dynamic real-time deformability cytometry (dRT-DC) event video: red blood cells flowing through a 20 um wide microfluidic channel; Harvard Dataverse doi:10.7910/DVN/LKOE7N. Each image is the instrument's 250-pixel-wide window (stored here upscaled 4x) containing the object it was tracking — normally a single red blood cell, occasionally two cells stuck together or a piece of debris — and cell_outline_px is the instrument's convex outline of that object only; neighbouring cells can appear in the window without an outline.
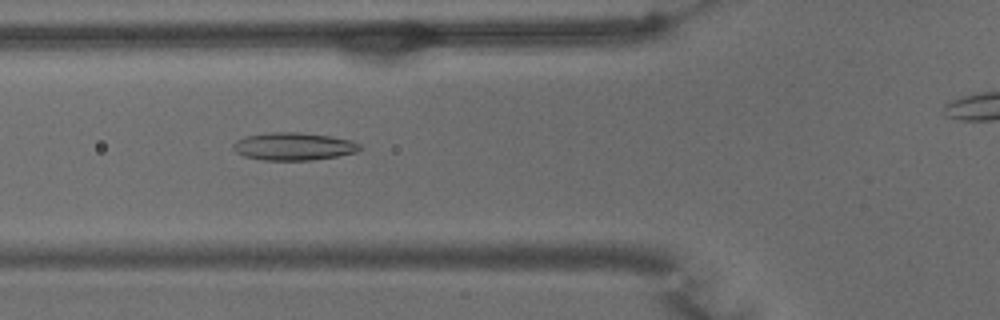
{"species": "common noctule bat (a hibernating species)", "species_latin": "Nyctalus noctula", "temperature_condition": "warm", "stored_images_in_passage": 48, "camera_frame_rate_fps": 3000, "um_per_image_px": 0.085, "animal": {"sex": "male", "body_mass_g": 15.6}, "frame": {"image": 1, "passage_image": 20, "time_ms": 6.333, "image_size_px": [1000, 320], "cell_outline_px": [[360, 148], [356, 152], [336, 156], [312, 160], [264, 160], [244, 156], [236, 152], [232, 148], [232, 144], [236, 140], [244, 136], [272, 132], [300, 132], [328, 136], [352, 140], [360, 144]], "centroid_in_image_um": [24.91, 12.44], "position_along_channel_um": 100.9, "area_um2": 20.4}}
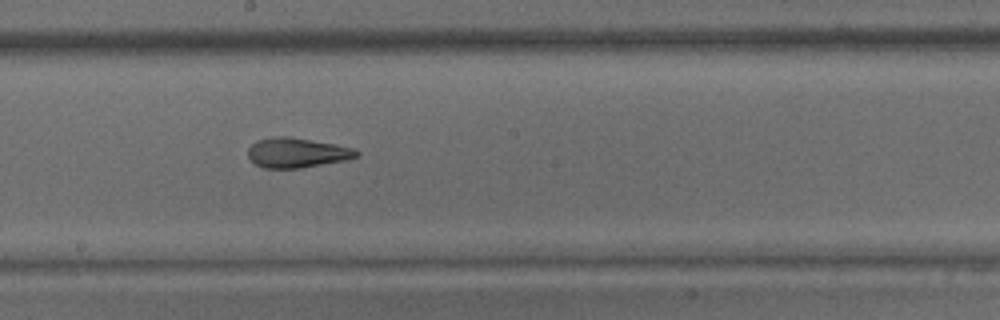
{"frame": {"image": 2, "passage_image": 30, "time_ms": 9.667, "image_size_px": [1000, 320], "cell_outline_px": [[360, 152], [356, 156], [348, 160], [300, 168], [264, 168], [256, 164], [248, 156], [248, 148], [256, 140], [272, 136], [288, 136], [336, 144], [352, 148]], "centroid_in_image_um": [25.23, 12.97], "position_along_channel_um": 223.0, "area_um2": 18.9}}
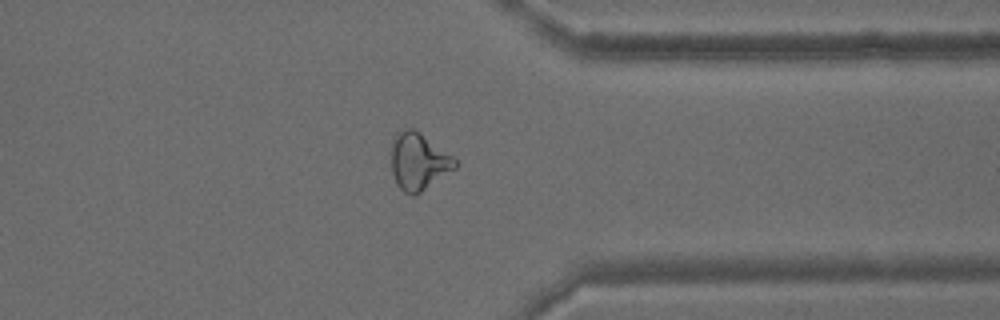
{"frame": {"image": 3, "passage_image": 43, "time_ms": 14.0, "image_size_px": [1000, 320], "cell_outline_px": [[456, 168], [416, 196], [412, 196], [404, 192], [396, 184], [392, 172], [392, 140], [396, 132], [400, 128], [412, 128], [420, 132], [452, 156], [456, 160]], "centroid_in_image_um": [35.55, 13.73], "position_along_channel_um": 375.8, "area_um2": 21.33}}